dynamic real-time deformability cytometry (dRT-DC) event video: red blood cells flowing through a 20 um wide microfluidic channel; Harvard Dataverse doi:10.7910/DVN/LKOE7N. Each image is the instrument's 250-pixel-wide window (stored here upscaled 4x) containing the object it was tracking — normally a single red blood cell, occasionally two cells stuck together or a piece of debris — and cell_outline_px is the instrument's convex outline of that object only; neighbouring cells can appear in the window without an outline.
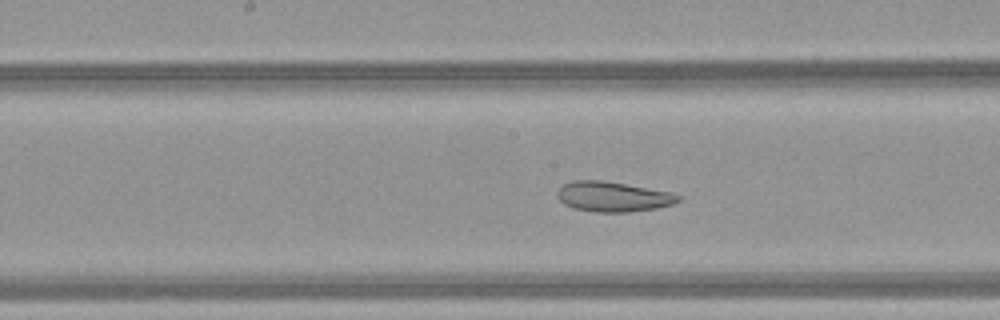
{"species": "common noctule bat (a hibernating species)", "species_latin": "Nyctalus noctula", "temperature_condition": "warm", "stored_images_in_passage": 14, "camera_frame_rate_fps": 3000, "um_per_image_px": 0.085, "animal": {"sex": "female", "body_mass_g": 21.9}, "frame": {"image": 1, "passage_image": 12, "time_ms": 3.667, "image_size_px": [1000, 320], "cell_outline_px": [[680, 200], [672, 204], [656, 208], [628, 212], [592, 212], [572, 208], [564, 204], [556, 196], [556, 192], [564, 184], [572, 180], [604, 180], [672, 192], [680, 196]], "centroid_in_image_um": [52.07, 16.71], "position_along_channel_um": 196.1, "area_um2": 21.33}}